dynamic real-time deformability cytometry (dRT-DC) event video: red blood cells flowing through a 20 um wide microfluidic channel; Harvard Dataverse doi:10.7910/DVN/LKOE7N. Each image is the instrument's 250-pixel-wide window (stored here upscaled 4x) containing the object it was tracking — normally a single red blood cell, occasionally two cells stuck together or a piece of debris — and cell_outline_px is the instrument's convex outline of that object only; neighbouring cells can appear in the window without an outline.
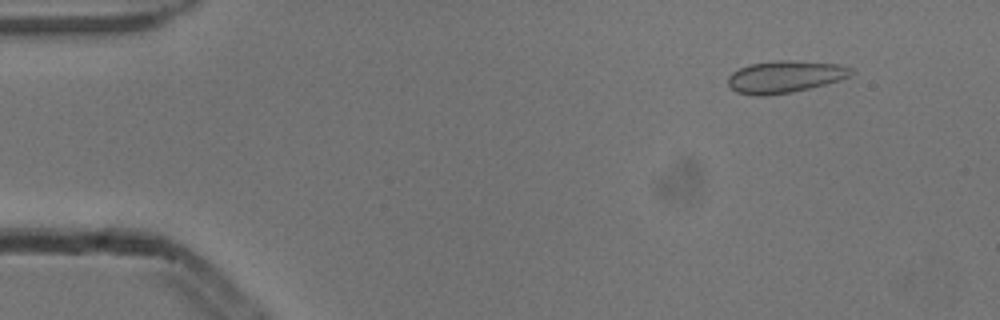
{"species": "common noctule bat (a hibernating species)", "species_latin": "Nyctalus noctula", "temperature_condition": "cold", "stored_images_in_passage": 4, "camera_frame_rate_fps": 3000, "um_per_image_px": 0.085, "animal": {"sex": "male", "body_mass_g": 13.3}, "frame": {"image": 1, "passage_image": 2, "time_ms": 0.333, "image_size_px": [1000, 320], "cell_outline_px": [[852, 72], [848, 76], [840, 80], [792, 92], [764, 96], [756, 96], [736, 92], [728, 84], [728, 76], [732, 72], [740, 68], [752, 64], [780, 60], [788, 60], [840, 64], [852, 68]], "centroid_in_image_um": [66.7, 6.53], "position_along_channel_um": 18.3, "area_um2": 22.77}}